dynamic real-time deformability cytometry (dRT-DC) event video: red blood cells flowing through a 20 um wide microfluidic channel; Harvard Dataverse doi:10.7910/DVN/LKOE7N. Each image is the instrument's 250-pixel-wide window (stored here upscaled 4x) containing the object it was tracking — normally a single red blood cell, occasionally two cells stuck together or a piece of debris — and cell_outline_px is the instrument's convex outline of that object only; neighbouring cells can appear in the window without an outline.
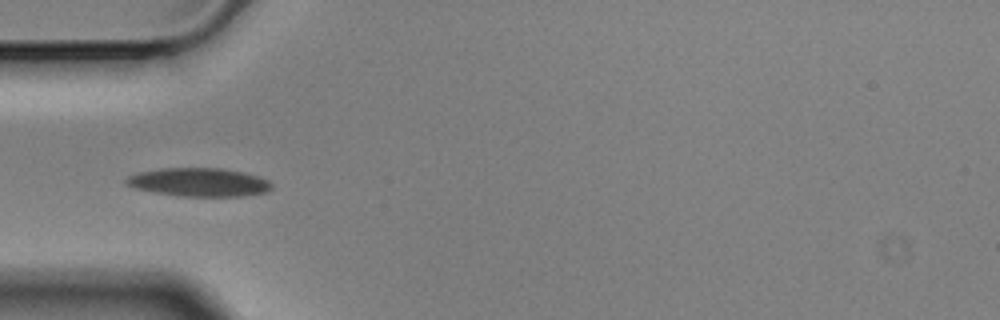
{"species": "Egyptian fruit bat (a non-hibernating species)", "species_latin": "Rousettus aegyptiacus", "temperature_condition": "cold", "stored_images_in_passage": 10, "camera_frame_rate_fps": 3000, "um_per_image_px": 0.085, "animal": {"sex": "male"}, "frame": {"image": 1, "passage_image": 5, "time_ms": 1.333, "image_size_px": [1000, 320], "cell_outline_px": [[272, 188], [268, 192], [244, 196], [180, 196], [156, 192], [136, 188], [128, 184], [124, 180], [128, 176], [140, 172], [160, 168], [224, 168], [244, 172], [260, 176], [268, 180], [272, 184]], "centroid_in_image_um": [16.98, 15.48], "position_along_channel_um": 68.0, "area_um2": 24.16}}
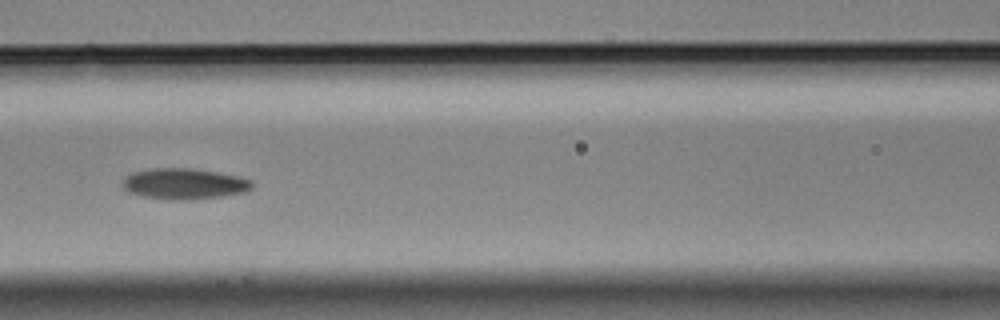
{"frame": {"image": 2, "passage_image": 7, "time_ms": 2.0, "image_size_px": [1000, 320], "cell_outline_px": [[252, 188], [244, 192], [196, 200], [172, 200], [144, 196], [128, 192], [120, 184], [124, 176], [132, 172], [152, 168], [192, 168], [240, 176], [252, 180]], "centroid_in_image_um": [15.62, 15.62], "position_along_channel_um": 151.0, "area_um2": 23.52}}
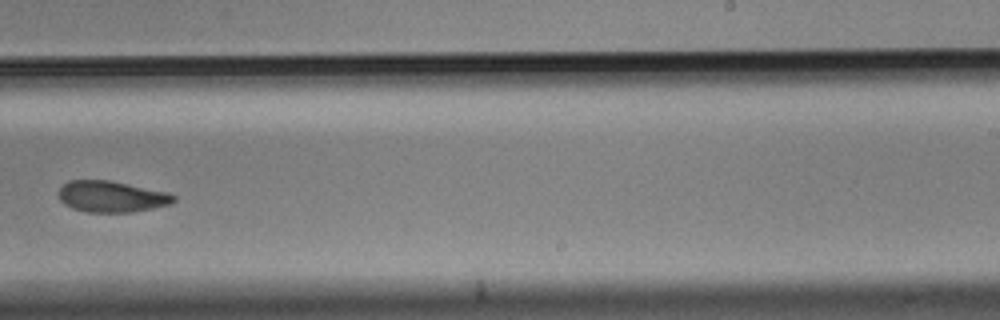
{"frame": {"image": 3, "passage_image": 10, "time_ms": 3.0, "image_size_px": [1000, 320], "cell_outline_px": [[176, 200], [172, 204], [132, 212], [84, 212], [72, 208], [64, 204], [60, 200], [60, 188], [68, 180], [108, 180], [172, 192], [176, 196]], "centroid_in_image_um": [9.54, 16.71], "position_along_channel_um": 279.5, "area_um2": 21.15}}